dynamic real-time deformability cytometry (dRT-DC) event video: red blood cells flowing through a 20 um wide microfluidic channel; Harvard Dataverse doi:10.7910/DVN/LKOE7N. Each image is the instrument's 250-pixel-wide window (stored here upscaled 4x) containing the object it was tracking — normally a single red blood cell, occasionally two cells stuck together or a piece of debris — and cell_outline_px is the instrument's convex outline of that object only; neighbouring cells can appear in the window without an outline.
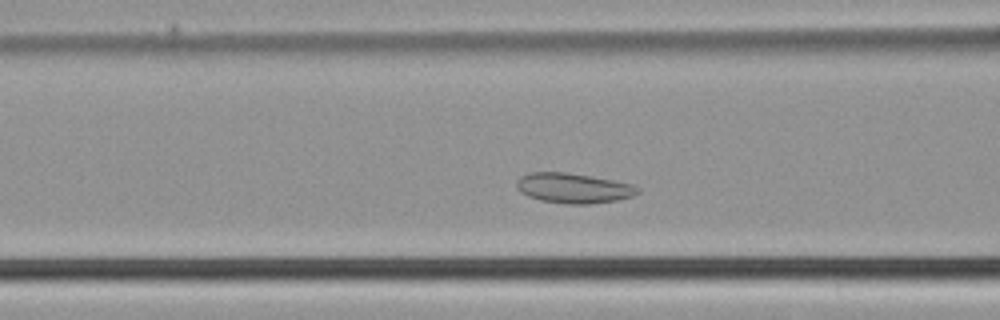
{"species": "common noctule bat (a hibernating species)", "species_latin": "Nyctalus noctula", "temperature_condition": "cold", "stored_images_in_passage": 40, "camera_frame_rate_fps": 3000, "um_per_image_px": 0.085, "animal": {"sex": "male", "body_mass_g": 21.5, "forearm_length_mm": 52.0}, "frame": {"image": 1, "passage_image": 9, "time_ms": 2.667, "image_size_px": [1000, 320], "cell_outline_px": [[640, 192], [632, 196], [616, 200], [588, 204], [568, 204], [540, 200], [528, 196], [520, 192], [516, 188], [516, 180], [520, 176], [532, 172], [564, 172], [592, 176], [632, 184], [640, 188]], "centroid_in_image_um": [48.72, 15.98], "position_along_channel_um": 117.9, "area_um2": 21.21}}
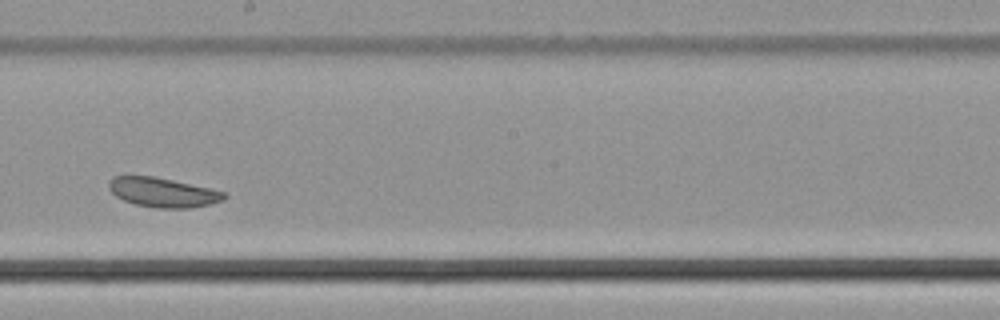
{"frame": {"image": 2, "passage_image": 18, "time_ms": 5.667, "image_size_px": [1000, 320], "cell_outline_px": [[228, 196], [224, 200], [208, 204], [188, 208], [156, 208], [136, 204], [124, 200], [116, 196], [108, 188], [108, 180], [112, 176], [156, 176], [228, 192]], "centroid_in_image_um": [13.86, 16.34], "position_along_channel_um": 234.3, "area_um2": 19.94}}
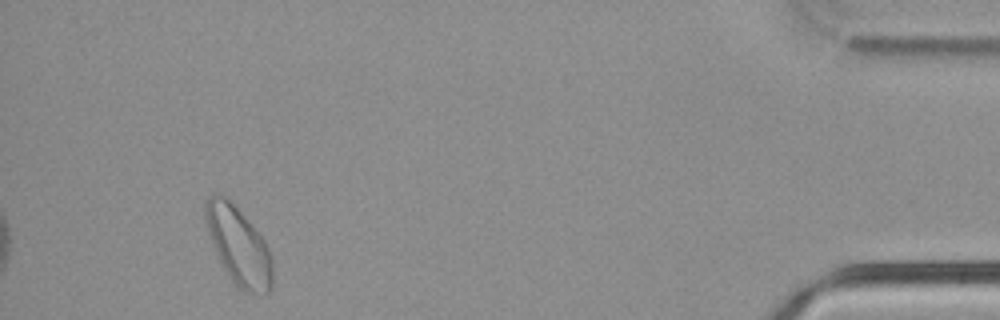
{"frame": {"image": 3, "passage_image": 37, "time_ms": 12.0, "image_size_px": [1000, 320], "cell_outline_px": [[272, 284], [268, 292], [260, 296], [244, 292], [228, 276], [212, 244], [204, 220], [204, 200], [216, 192], [224, 196], [244, 216], [264, 240], [268, 248], [272, 260]], "centroid_in_image_um": [20.26, 20.91], "position_along_channel_um": 414.9, "area_um2": 30.29}}